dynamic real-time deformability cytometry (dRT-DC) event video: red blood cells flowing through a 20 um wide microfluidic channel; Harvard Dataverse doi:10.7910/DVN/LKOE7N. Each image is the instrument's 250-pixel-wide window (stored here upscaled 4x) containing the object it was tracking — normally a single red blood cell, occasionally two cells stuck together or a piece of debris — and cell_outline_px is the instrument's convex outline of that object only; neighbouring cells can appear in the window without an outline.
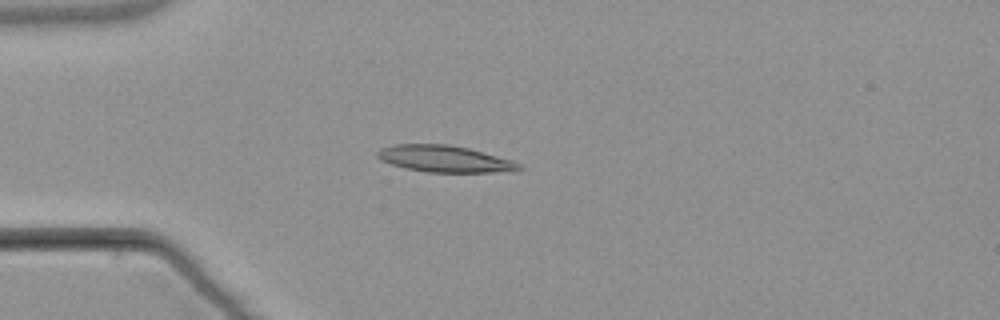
{"species": "common noctule bat (a hibernating species)", "species_latin": "Nyctalus noctula", "temperature_condition": "warm", "stored_images_in_passage": 6, "camera_frame_rate_fps": 3000, "um_per_image_px": 0.085, "animal": {"sex": "male", "body_mass_g": 21.5, "forearm_length_mm": 52.0}, "frame": {"image": 1, "passage_image": 4, "time_ms": 3.667, "image_size_px": [1000, 320], "cell_outline_px": [[524, 168], [492, 172], [428, 172], [408, 168], [392, 164], [380, 160], [376, 156], [376, 152], [380, 148], [396, 144], [448, 144], [468, 148], [512, 160], [520, 164]], "centroid_in_image_um": [37.74, 13.49], "position_along_channel_um": 47.3, "area_um2": 21.68}}
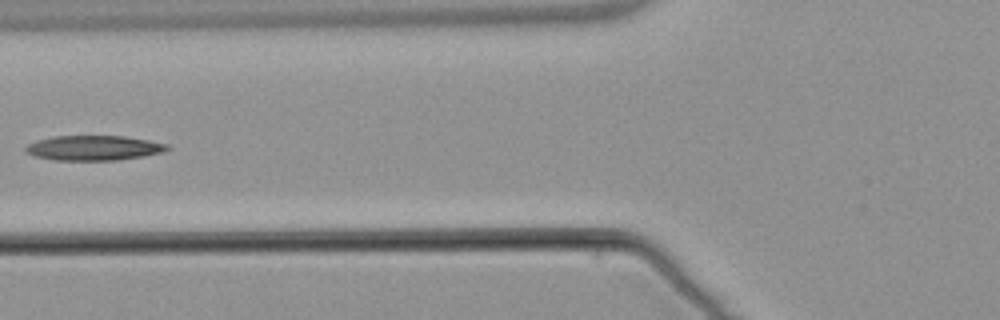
{"frame": {"image": 2, "passage_image": 6, "time_ms": 6.0, "image_size_px": [1000, 320], "cell_outline_px": [[172, 148], [164, 152], [144, 156], [120, 160], [56, 160], [36, 156], [24, 152], [24, 148], [28, 144], [36, 140], [56, 136], [124, 136], [148, 140], [168, 144]], "centroid_in_image_um": [8.0, 12.57], "position_along_channel_um": 117.8, "area_um2": 20.63}}